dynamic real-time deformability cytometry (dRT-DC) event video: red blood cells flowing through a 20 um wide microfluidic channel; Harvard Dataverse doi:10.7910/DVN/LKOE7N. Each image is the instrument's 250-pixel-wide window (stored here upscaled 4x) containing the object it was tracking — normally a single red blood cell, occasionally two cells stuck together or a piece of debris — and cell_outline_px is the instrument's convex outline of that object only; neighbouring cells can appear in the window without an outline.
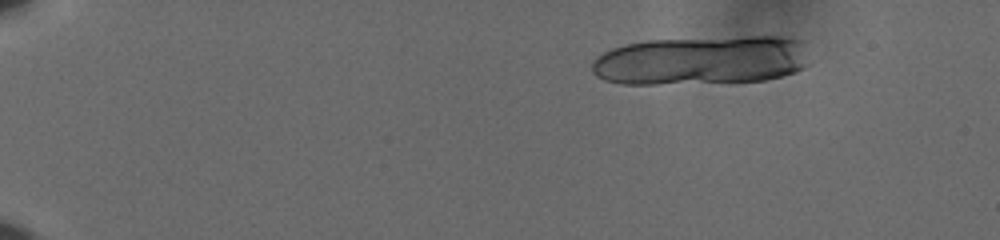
{"species": "human", "species_latin": "Homo sapiens", "temperature_condition": "cold", "stored_images_in_passage": 17, "camera_frame_rate_fps": 3000, "um_per_image_px": 0.085, "donor": {"sex": "male"}, "frame": {"image": 1, "passage_image": 1, "time_ms": 0.0, "image_size_px": [1000, 240], "cell_outline_px": [[812, 40], [808, 64], [804, 68], [796, 72], [764, 80], [656, 84], [620, 84], [604, 80], [596, 76], [592, 72], [592, 60], [596, 56], [612, 48], [624, 44], [648, 40], [748, 36], [784, 36]], "centroid_in_image_um": [59.73, 5.1], "position_along_channel_um": 25.3, "area_um2": 63.52}}